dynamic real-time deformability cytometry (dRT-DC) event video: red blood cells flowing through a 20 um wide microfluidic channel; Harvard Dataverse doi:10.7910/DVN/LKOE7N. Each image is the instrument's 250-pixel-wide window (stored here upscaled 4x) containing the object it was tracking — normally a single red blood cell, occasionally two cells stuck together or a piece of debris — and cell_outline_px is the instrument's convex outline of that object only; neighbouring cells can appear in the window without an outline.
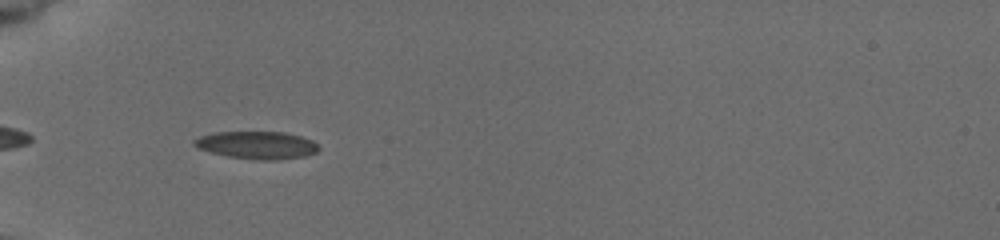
{"species": "common noctule bat (a hibernating species)", "species_latin": "Nyctalus noctula", "temperature_condition": "cold", "stored_images_in_passage": 22, "camera_frame_rate_fps": 3000, "um_per_image_px": 0.085, "animal": {"sex": "female", "body_mass_g": 19.5, "forearm_length_mm": 54.1}, "frame": {"image": 1, "passage_image": 5, "time_ms": 0.667, "image_size_px": [1000, 240], "cell_outline_px": [[320, 148], [316, 152], [304, 156], [276, 160], [256, 160], [228, 156], [196, 148], [192, 144], [192, 140], [200, 136], [212, 132], [284, 132], [300, 136], [312, 140]], "centroid_in_image_um": [21.8, 12.33], "position_along_channel_um": 63.2, "area_um2": 20.06}}
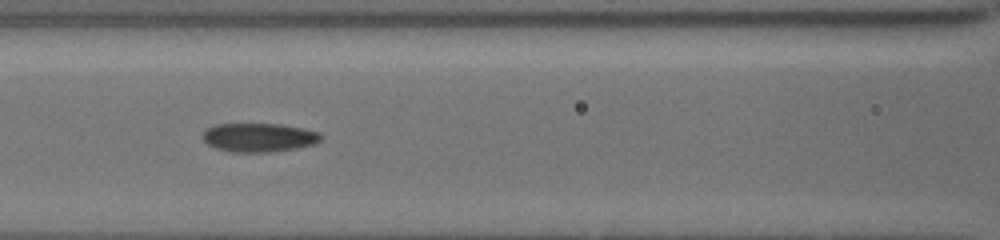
{"frame": {"image": 2, "passage_image": 17, "time_ms": 3.0, "image_size_px": [1000, 240], "cell_outline_px": [[320, 140], [316, 144], [296, 148], [272, 152], [228, 152], [216, 148], [208, 144], [200, 136], [208, 128], [216, 124], [280, 124], [320, 132]], "centroid_in_image_um": [21.99, 11.69], "position_along_channel_um": 144.6, "area_um2": 19.83}}
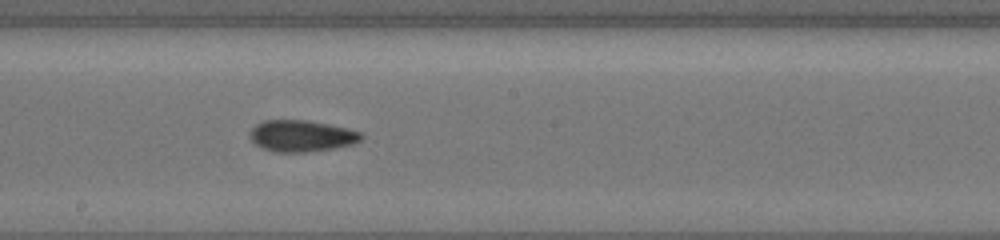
{"frame": {"image": 3, "passage_image": 22, "time_ms": 5.0, "image_size_px": [1000, 240], "cell_outline_px": [[364, 136], [360, 140], [352, 144], [332, 148], [308, 152], [272, 152], [260, 148], [248, 136], [248, 132], [256, 124], [264, 120], [304, 120], [344, 128], [360, 132]], "centroid_in_image_um": [25.54, 11.56], "position_along_channel_um": 222.7, "area_um2": 20.29}}